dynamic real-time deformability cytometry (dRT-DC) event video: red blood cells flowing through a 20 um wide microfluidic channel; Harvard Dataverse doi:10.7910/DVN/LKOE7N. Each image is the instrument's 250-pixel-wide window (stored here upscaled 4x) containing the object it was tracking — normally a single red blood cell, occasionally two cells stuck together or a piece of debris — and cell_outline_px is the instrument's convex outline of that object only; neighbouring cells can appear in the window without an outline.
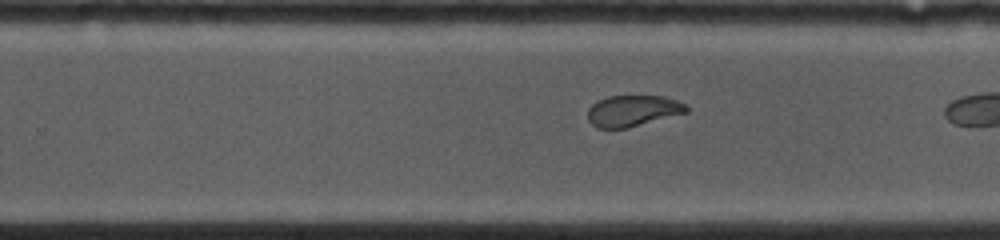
{"species": "common noctule bat (a hibernating species)", "species_latin": "Nyctalus noctula", "temperature_condition": "cold", "stored_images_in_passage": 26, "camera_frame_rate_fps": 4500, "um_per_image_px": 0.085, "animal": {"sex": "female", "body_mass_g": 19.0, "forearm_length_mm": 53.3}, "frame": {"image": 1, "passage_image": 15, "time_ms": 5.556, "image_size_px": [1000, 240], "cell_outline_px": [[688, 112], [628, 128], [596, 128], [588, 120], [588, 108], [592, 104], [608, 96], [664, 96], [676, 100], [684, 104], [688, 108]], "centroid_in_image_um": [53.78, 9.42], "position_along_channel_um": 276.0, "area_um2": 17.86}, "authors_computed_cell_mechanics": {"area_um2": 20.1433, "velocity_mm_per_s": 3.9623, "shape_relaxation_time_tau1_ms": null, "shape_relaxation_time_tau2_ms": 0.9775, "deformation_change_tau1": null, "deformation_change_tau2": 0.0397}}